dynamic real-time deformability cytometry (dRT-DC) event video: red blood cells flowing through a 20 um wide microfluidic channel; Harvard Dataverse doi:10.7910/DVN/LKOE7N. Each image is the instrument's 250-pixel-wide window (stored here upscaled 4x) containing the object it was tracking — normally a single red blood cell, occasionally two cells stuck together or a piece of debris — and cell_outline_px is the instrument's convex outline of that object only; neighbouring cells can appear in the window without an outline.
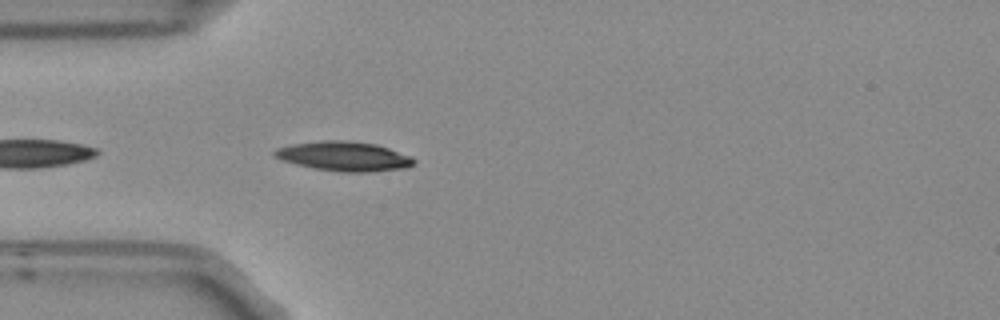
{"species": "Egyptian fruit bat (a non-hibernating species)", "species_latin": "Rousettus aegyptiacus", "temperature_condition": "room temperature", "stored_images_in_passage": 1, "camera_frame_rate_fps": 3000, "um_per_image_px": 0.085, "frame": {"image": 1, "passage_image": 1, "time_ms": 0.0, "image_size_px": [1000, 320], "cell_outline_px": [[416, 160], [412, 164], [404, 168], [368, 172], [340, 172], [316, 168], [296, 164], [284, 160], [276, 156], [272, 152], [276, 148], [292, 144], [320, 140], [352, 140], [376, 144], [412, 156]], "centroid_in_image_um": [29.26, 13.27], "position_along_channel_um": 55.7, "area_um2": 23.87}}